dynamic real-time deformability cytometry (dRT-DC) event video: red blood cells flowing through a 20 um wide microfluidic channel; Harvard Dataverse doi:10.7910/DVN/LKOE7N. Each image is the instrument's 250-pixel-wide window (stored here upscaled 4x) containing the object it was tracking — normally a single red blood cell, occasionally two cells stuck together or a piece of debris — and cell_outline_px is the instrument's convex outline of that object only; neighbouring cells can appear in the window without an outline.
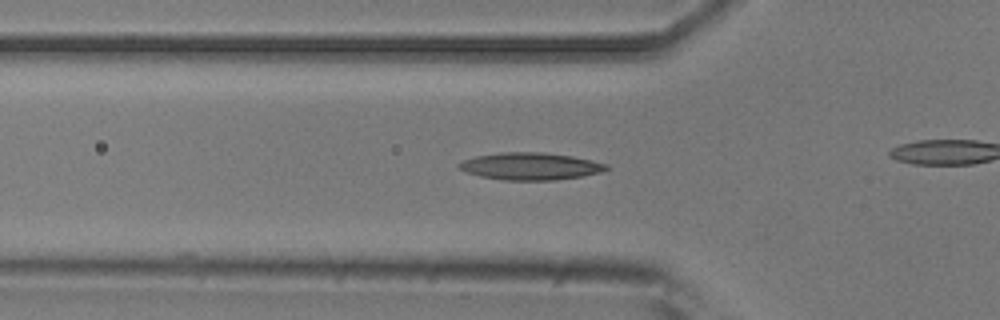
{"species": "common noctule bat (a hibernating species)", "species_latin": "Nyctalus noctula", "temperature_condition": "room temperature", "stored_images_in_passage": 31, "camera_frame_rate_fps": 3000, "um_per_image_px": 0.085, "animal": {"sex": "male", "body_mass_g": 20.5, "forearm_length_mm": 52.5}, "frame": {"image": 1, "passage_image": 7, "time_ms": 2.0, "image_size_px": [1000, 320], "cell_outline_px": [[608, 168], [600, 172], [580, 176], [552, 180], [504, 180], [480, 176], [468, 172], [460, 168], [456, 164], [464, 160], [476, 156], [500, 152], [544, 152], [572, 156], [592, 160], [608, 164]], "centroid_in_image_um": [45.08, 14.12], "position_along_channel_um": 80.7, "area_um2": 23.18}}
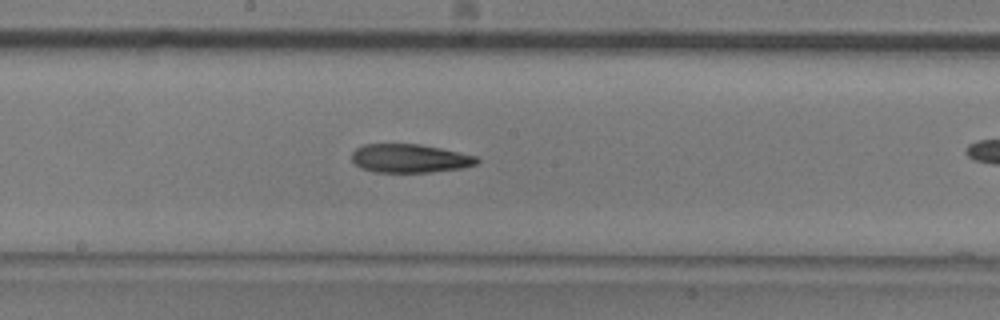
{"frame": {"image": 2, "passage_image": 17, "time_ms": 5.333, "image_size_px": [1000, 320], "cell_outline_px": [[480, 160], [476, 164], [464, 168], [432, 172], [376, 172], [360, 168], [352, 160], [352, 152], [356, 148], [364, 144], [420, 144], [440, 148], [476, 156]], "centroid_in_image_um": [34.83, 13.46], "position_along_channel_um": 213.4, "area_um2": 20.87}}
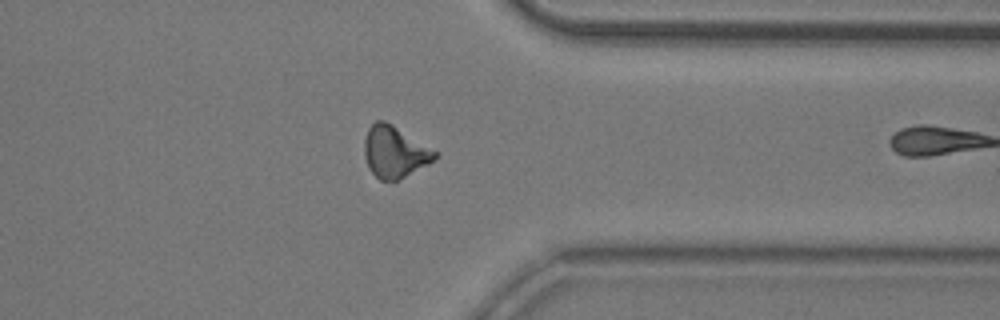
{"frame": {"image": 3, "passage_image": 30, "time_ms": 9.667, "image_size_px": [1000, 320], "cell_outline_px": [[440, 152], [428, 164], [396, 180], [380, 180], [368, 168], [364, 156], [364, 140], [368, 128], [376, 120], [384, 120], [392, 124]], "centroid_in_image_um": [33.53, 12.88], "position_along_channel_um": 377.9, "area_um2": 21.15}}